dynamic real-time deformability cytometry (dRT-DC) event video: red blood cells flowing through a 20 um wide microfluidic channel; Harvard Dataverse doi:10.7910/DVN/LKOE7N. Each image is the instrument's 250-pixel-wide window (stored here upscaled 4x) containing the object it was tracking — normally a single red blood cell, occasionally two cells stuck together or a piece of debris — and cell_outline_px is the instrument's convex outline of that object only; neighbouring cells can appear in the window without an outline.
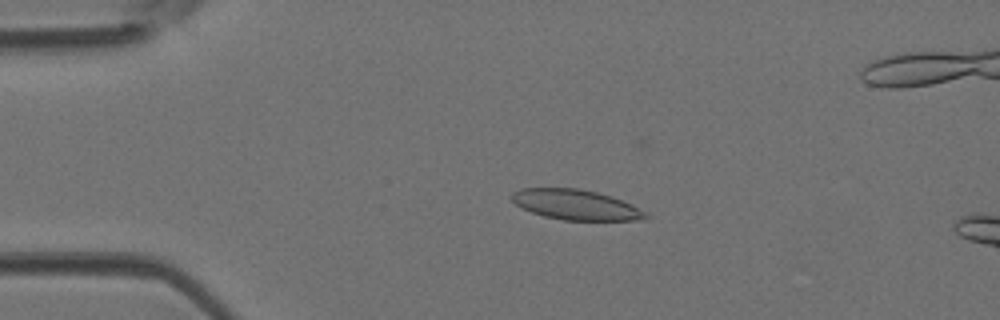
{"species": "Egyptian fruit bat (a non-hibernating species)", "species_latin": "Rousettus aegyptiacus", "temperature_condition": "room temperature", "stored_images_in_passage": 13, "camera_frame_rate_fps": 3000, "um_per_image_px": 0.085, "animal": {"sex": "female"}, "frame": {"image": 1, "passage_image": 10, "time_ms": 3.0, "image_size_px": [1000, 320], "cell_outline_px": [[652, 216], [632, 220], [564, 220], [544, 216], [520, 208], [512, 200], [512, 192], [520, 188], [576, 188], [596, 192], [632, 204], [648, 212]], "centroid_in_image_um": [48.93, 17.4], "position_along_channel_um": 36.1, "area_um2": 23.41}}